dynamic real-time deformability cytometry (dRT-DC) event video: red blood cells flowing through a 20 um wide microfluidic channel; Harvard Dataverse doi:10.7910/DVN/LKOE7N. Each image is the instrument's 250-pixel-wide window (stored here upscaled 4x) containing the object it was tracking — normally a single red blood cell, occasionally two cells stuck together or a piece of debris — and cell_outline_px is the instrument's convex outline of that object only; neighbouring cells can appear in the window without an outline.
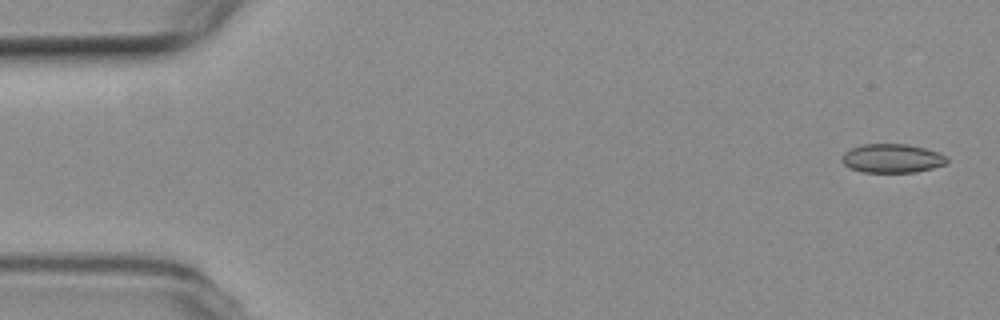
{"species": "common noctule bat (a hibernating species)", "species_latin": "Nyctalus noctula", "temperature_condition": "room temperature", "stored_images_in_passage": 7, "camera_frame_rate_fps": 3000, "um_per_image_px": 0.085, "animal": {"sex": "female", "body_mass_g": 19.3, "forearm_length_mm": 54.1}, "frame": {"image": 1, "passage_image": 1, "time_ms": 0.0, "image_size_px": [1000, 320], "cell_outline_px": [[948, 164], [916, 172], [864, 172], [852, 168], [844, 164], [840, 160], [844, 152], [860, 144], [908, 144], [924, 148], [948, 156]], "centroid_in_image_um": [75.84, 13.46], "position_along_channel_um": 9.2, "area_um2": 17.69}}
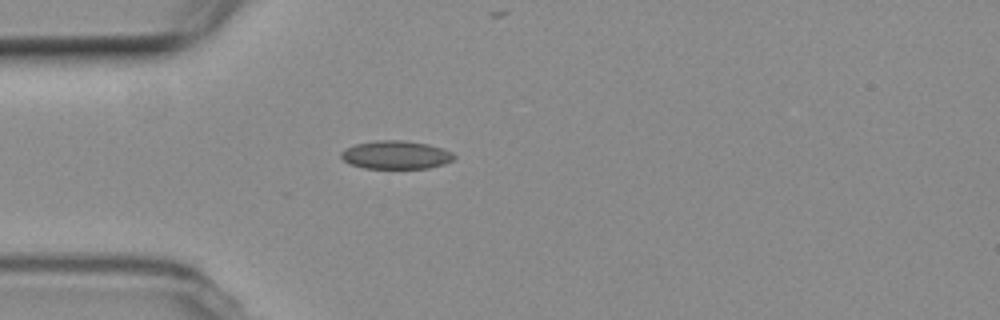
{"frame": {"image": 2, "passage_image": 5, "time_ms": 4.667, "image_size_px": [1000, 320], "cell_outline_px": [[456, 156], [452, 160], [444, 164], [428, 168], [364, 168], [352, 164], [344, 160], [340, 156], [340, 152], [344, 148], [356, 144], [376, 140], [400, 140], [428, 144], [452, 152]], "centroid_in_image_um": [33.63, 13.16], "position_along_channel_um": 51.4, "area_um2": 18.5}}